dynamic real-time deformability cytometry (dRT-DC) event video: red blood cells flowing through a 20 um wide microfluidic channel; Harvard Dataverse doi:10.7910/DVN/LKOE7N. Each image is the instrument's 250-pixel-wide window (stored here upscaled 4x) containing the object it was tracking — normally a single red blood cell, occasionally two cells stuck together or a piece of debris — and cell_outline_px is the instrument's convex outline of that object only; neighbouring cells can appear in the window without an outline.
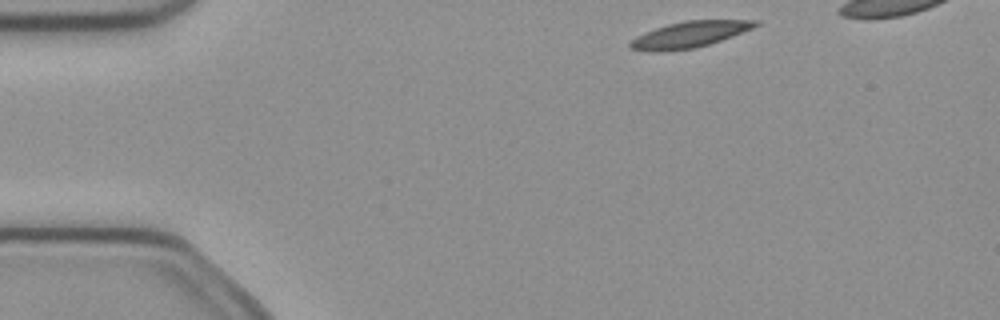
{"species": "common noctule bat (a hibernating species)", "species_latin": "Nyctalus noctula", "temperature_condition": "cold", "stored_images_in_passage": 4, "camera_frame_rate_fps": 3000, "um_per_image_px": 0.085, "animal": {"sex": "female", "body_mass_g": 21.9}, "frame": {"image": 1, "passage_image": 1, "time_ms": 0.0, "image_size_px": [1000, 320], "cell_outline_px": [[760, 24], [752, 28], [732, 36], [696, 48], [664, 52], [648, 52], [628, 48], [628, 44], [636, 36], [644, 32], [668, 24], [684, 20], [760, 20]], "centroid_in_image_um": [58.56, 2.95], "position_along_channel_um": 26.4, "area_um2": 19.19}}